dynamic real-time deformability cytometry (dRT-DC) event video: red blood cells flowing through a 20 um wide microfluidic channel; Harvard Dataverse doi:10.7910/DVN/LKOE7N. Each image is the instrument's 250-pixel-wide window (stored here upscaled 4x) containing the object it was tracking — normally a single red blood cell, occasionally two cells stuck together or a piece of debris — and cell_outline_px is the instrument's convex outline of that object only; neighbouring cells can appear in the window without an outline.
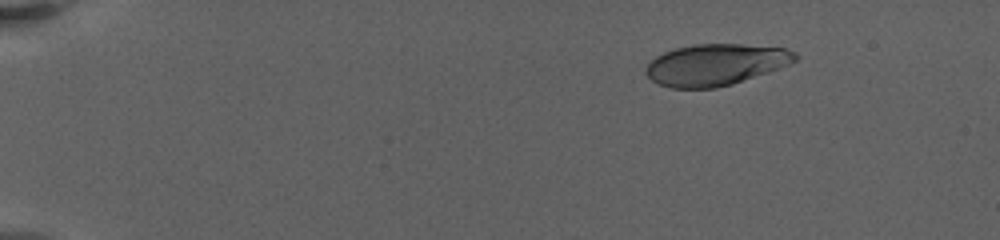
{"species": "human", "species_latin": "Homo sapiens", "temperature_condition": "warm", "stored_images_in_passage": 28, "camera_frame_rate_fps": 3000, "um_per_image_px": 0.085, "donor": {"sex": "female"}, "frame": {"image": 1, "passage_image": 1, "time_ms": 0.0, "image_size_px": [1000, 240], "cell_outline_px": [[800, 56], [796, 60], [788, 64], [732, 84], [716, 88], [672, 88], [660, 84], [652, 80], [644, 72], [644, 68], [656, 56], [664, 52], [676, 48], [692, 44], [740, 44], [784, 48], [796, 52]], "centroid_in_image_um": [60.79, 5.49], "position_along_channel_um": 24.2, "area_um2": 35.78}}
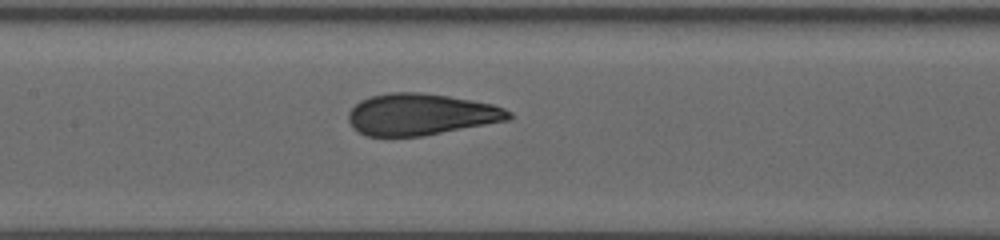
{"frame": {"image": 2, "passage_image": 11, "time_ms": 8.333, "image_size_px": [1000, 240], "cell_outline_px": [[512, 116], [508, 120], [420, 136], [368, 136], [360, 132], [348, 120], [348, 112], [360, 100], [368, 96], [388, 92], [420, 92], [448, 96], [492, 104], [504, 108], [512, 112]], "centroid_in_image_um": [35.75, 9.71], "position_along_channel_um": 171.6, "area_um2": 38.49}}
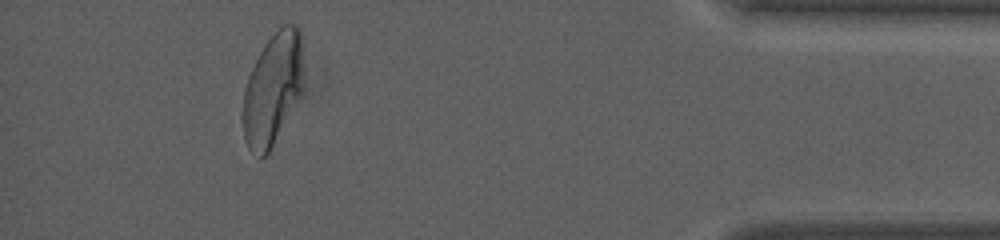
{"frame": {"image": 3, "passage_image": 25, "time_ms": 17.333, "image_size_px": [1000, 240], "cell_outline_px": [[304, 92], [268, 152], [260, 160], [248, 148], [244, 140], [240, 116], [244, 88], [248, 76], [264, 44], [276, 28], [284, 24], [296, 24], [300, 28], [304, 76]], "centroid_in_image_um": [23.17, 7.57], "position_along_channel_um": 412.0, "area_um2": 40.75}, "authors_computed_cell_mechanics": {"area_um2": 39.4196, "velocity_mm_per_s": 3.1699, "shape_relaxation_time_tau1_ms": 7.8539, "shape_relaxation_time_tau2_ms": null, "deformation_change_tau1": 0.2693, "deformation_change_tau2": null}}